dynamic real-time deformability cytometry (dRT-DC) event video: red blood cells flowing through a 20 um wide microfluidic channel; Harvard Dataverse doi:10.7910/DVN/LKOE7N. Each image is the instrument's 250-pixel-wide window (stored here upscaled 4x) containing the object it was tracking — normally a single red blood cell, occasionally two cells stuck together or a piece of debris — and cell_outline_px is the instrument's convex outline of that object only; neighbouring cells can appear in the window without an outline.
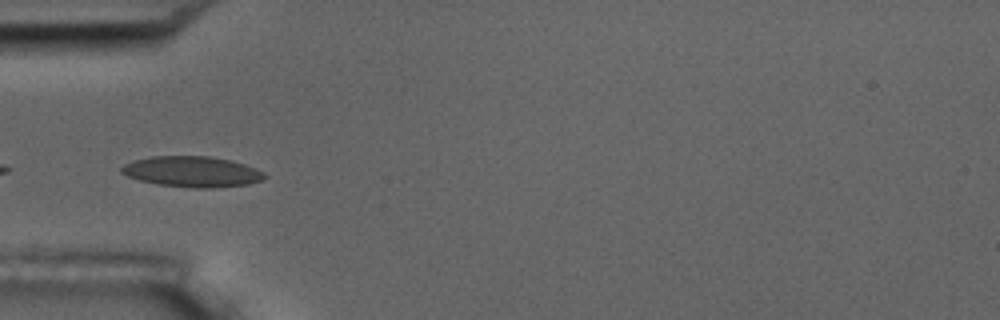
{"species": "common noctule bat (a hibernating species)", "species_latin": "Nyctalus noctula", "temperature_condition": "room temperature", "stored_images_in_passage": 9, "camera_frame_rate_fps": 3000, "um_per_image_px": 0.085, "animal": {"sex": "male", "body_mass_g": 17.5, "forearm_length_mm": 52.3}, "frame": {"image": 1, "passage_image": 6, "time_ms": 1.667, "image_size_px": [1000, 320], "cell_outline_px": [[268, 176], [264, 180], [248, 184], [212, 188], [192, 188], [156, 184], [140, 180], [128, 176], [120, 172], [120, 168], [124, 164], [132, 160], [152, 156], [208, 156], [232, 160], [256, 168], [264, 172]], "centroid_in_image_um": [16.34, 14.59], "position_along_channel_um": 68.7, "area_um2": 25.84}}
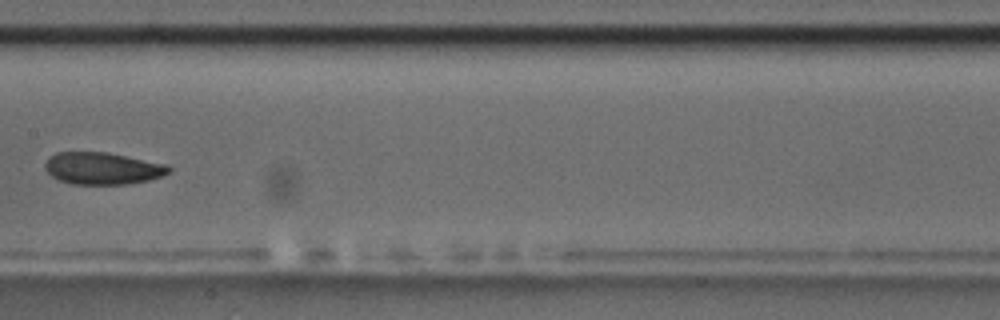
{"frame": {"image": 2, "passage_image": 9, "time_ms": 2.667, "image_size_px": [1000, 320], "cell_outline_px": [[172, 168], [168, 172], [160, 176], [148, 180], [128, 184], [72, 184], [60, 180], [52, 176], [44, 168], [44, 164], [48, 156], [56, 152], [108, 152], [168, 164]], "centroid_in_image_um": [8.7, 14.3], "position_along_channel_um": 198.7, "area_um2": 23.24}}